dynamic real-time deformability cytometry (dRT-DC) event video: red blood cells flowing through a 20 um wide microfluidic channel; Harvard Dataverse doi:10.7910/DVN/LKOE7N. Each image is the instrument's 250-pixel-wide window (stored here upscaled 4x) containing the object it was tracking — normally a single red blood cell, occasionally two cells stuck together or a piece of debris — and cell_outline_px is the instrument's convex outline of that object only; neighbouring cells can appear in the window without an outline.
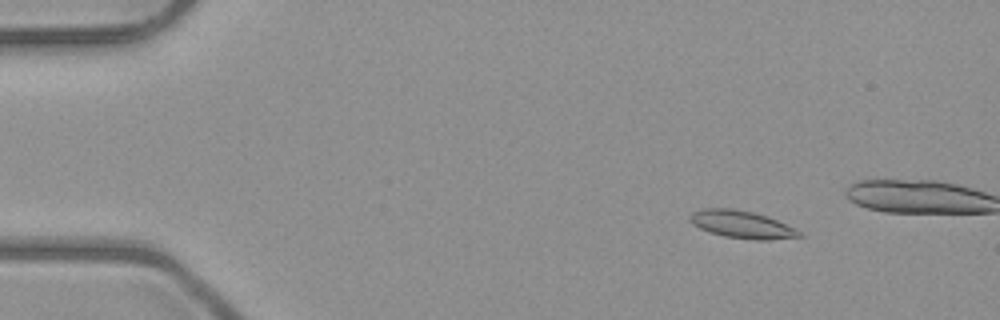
{"species": "common noctule bat (a hibernating species)", "species_latin": "Nyctalus noctula", "temperature_condition": "room temperature", "stored_images_in_passage": 6, "camera_frame_rate_fps": 3000, "um_per_image_px": 0.085, "animal": {"sex": "male", "body_mass_g": 23.1, "forearm_length_mm": 52.7}, "frame": {"image": 1, "passage_image": 3, "time_ms": 2.333, "image_size_px": [1000, 320], "cell_outline_px": [[804, 236], [768, 240], [756, 240], [724, 236], [708, 232], [692, 224], [688, 220], [688, 216], [692, 212], [704, 208], [732, 208], [752, 212], [776, 220], [796, 228]], "centroid_in_image_um": [63.01, 19.08], "position_along_channel_um": 22.0, "area_um2": 17.51}}